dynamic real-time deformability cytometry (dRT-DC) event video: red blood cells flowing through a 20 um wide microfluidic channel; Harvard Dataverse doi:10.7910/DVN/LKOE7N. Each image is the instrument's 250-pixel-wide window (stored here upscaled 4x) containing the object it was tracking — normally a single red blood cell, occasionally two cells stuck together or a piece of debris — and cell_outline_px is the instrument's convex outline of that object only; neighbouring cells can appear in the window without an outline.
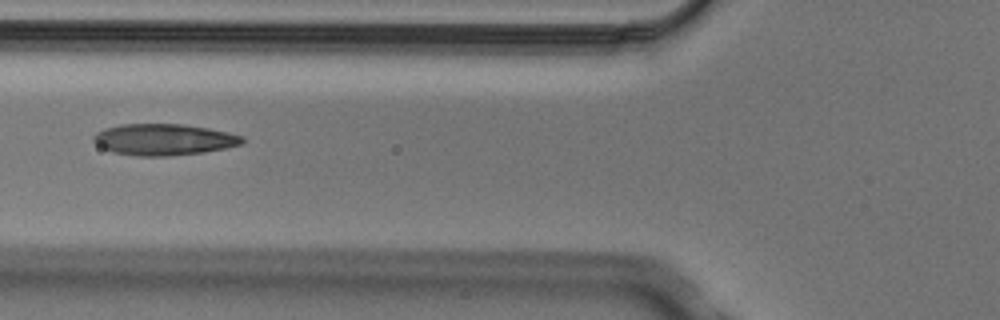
{"species": "Egyptian fruit bat (a non-hibernating species)", "species_latin": "Rousettus aegyptiacus", "temperature_condition": "cold", "stored_images_in_passage": 7, "segment_of_instrument_passage": [2, 2], "camera_frame_rate_fps": 3000, "um_per_image_px": 0.085, "animal": {"sex": "male"}, "frame": {"image": 1, "passage_image": 7, "time_ms": 2.0, "image_size_px": [1000, 320], "cell_outline_px": [[244, 144], [204, 152], [168, 156], [136, 156], [112, 152], [96, 144], [92, 140], [92, 136], [96, 132], [104, 128], [120, 124], [184, 124], [208, 128], [228, 132], [244, 136]], "centroid_in_image_um": [13.91, 11.86], "position_along_channel_um": 111.9, "area_um2": 27.4}}